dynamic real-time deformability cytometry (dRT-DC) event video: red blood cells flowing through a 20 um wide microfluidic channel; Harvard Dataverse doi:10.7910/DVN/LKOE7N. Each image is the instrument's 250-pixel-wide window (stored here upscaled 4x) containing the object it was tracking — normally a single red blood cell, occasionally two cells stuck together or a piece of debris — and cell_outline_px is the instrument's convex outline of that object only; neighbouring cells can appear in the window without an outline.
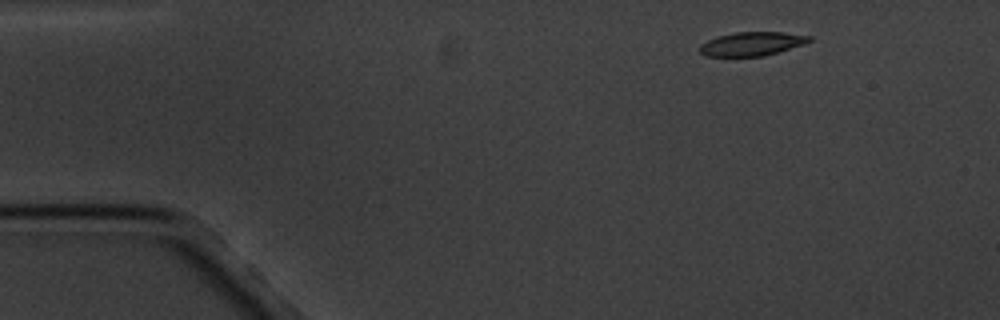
{"species": "common noctule bat (a hibernating species)", "species_latin": "Nyctalus noctula", "temperature_condition": "cold", "stored_images_in_passage": 4, "camera_frame_rate_fps": 3000, "um_per_image_px": 0.085, "animal": {"sex": "male", "body_mass_g": 20.1, "forearm_length_mm": 53.5}, "frame": {"image": 1, "passage_image": 1, "time_ms": 0.0, "image_size_px": [1000, 320], "cell_outline_px": [[812, 40], [804, 44], [764, 56], [704, 56], [700, 52], [700, 44], [716, 36], [736, 32], [784, 32], [812, 36]], "centroid_in_image_um": [63.91, 3.72], "position_along_channel_um": 21.1, "area_um2": 15.2}}
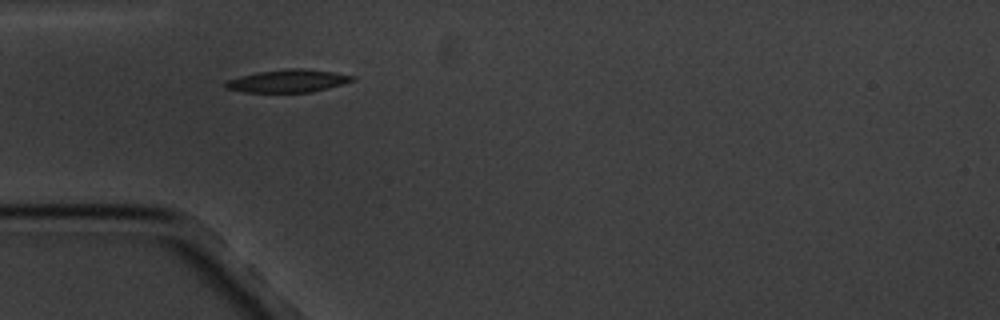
{"frame": {"image": 2, "passage_image": 3, "time_ms": 3.333, "image_size_px": [1000, 320], "cell_outline_px": [[356, 80], [328, 88], [312, 92], [244, 92], [224, 88], [224, 84], [228, 80], [240, 76], [256, 72], [288, 68], [304, 68], [332, 72], [356, 76]], "centroid_in_image_um": [24.48, 6.87], "position_along_channel_um": 60.5, "area_um2": 16.88}}
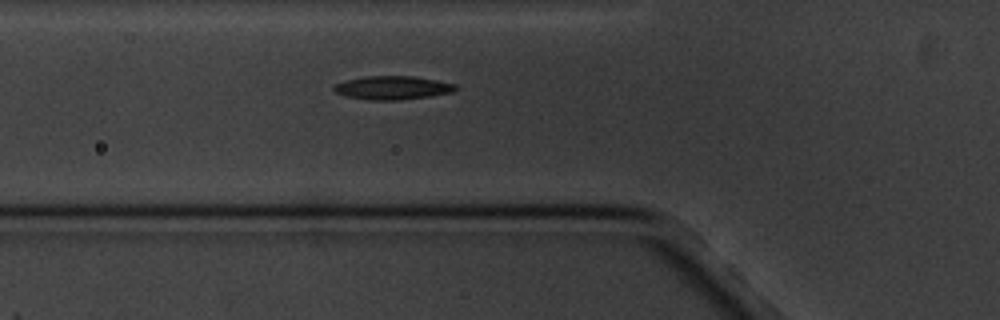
{"frame": {"image": 3, "passage_image": 4, "time_ms": 4.333, "image_size_px": [1000, 320], "cell_outline_px": [[460, 88], [452, 92], [428, 96], [400, 100], [368, 100], [344, 96], [336, 92], [332, 88], [336, 84], [348, 80], [364, 76], [412, 76], [436, 80], [456, 84]], "centroid_in_image_um": [33.38, 7.46], "position_along_channel_um": 92.4, "area_um2": 16.65}}